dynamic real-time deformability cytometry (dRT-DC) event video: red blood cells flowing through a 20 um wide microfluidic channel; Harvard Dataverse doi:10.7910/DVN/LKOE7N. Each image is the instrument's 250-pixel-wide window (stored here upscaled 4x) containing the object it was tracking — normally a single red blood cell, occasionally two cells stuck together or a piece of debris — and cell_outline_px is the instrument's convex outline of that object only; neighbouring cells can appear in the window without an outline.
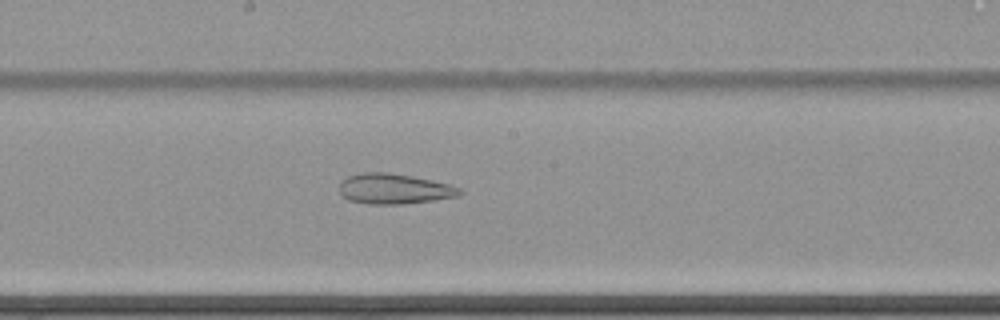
{"species": "common noctule bat (a hibernating species)", "species_latin": "Nyctalus noctula", "temperature_condition": "cold", "stored_images_in_passage": 63, "camera_frame_rate_fps": 3000, "um_per_image_px": 0.085, "animal": {"sex": "female", "body_mass_g": 22.7, "forearm_length_mm": 54.2}, "frame": {"image": 1, "passage_image": 37, "time_ms": 12.0, "image_size_px": [1000, 320], "cell_outline_px": [[464, 192], [456, 196], [436, 200], [404, 204], [368, 204], [348, 200], [340, 192], [340, 184], [348, 176], [364, 172], [388, 172], [412, 176], [432, 180], [448, 184], [460, 188]], "centroid_in_image_um": [33.52, 16.05], "position_along_channel_um": 214.7, "area_um2": 21.21}}
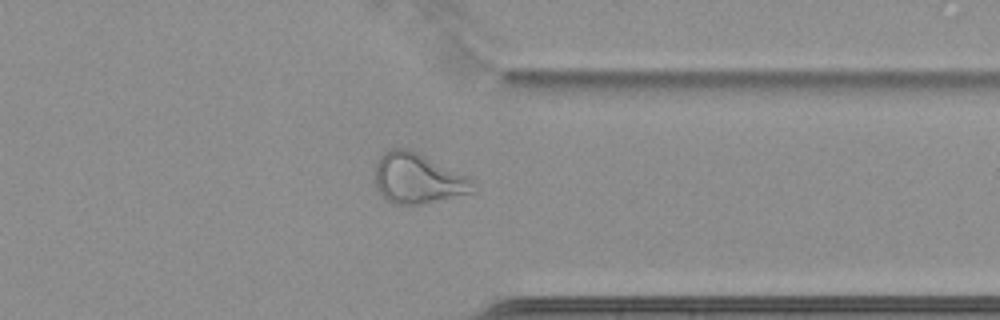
{"frame": {"image": 2, "passage_image": 51, "time_ms": 16.667, "image_size_px": [1000, 320], "cell_outline_px": [[476, 192], [424, 204], [392, 204], [384, 200], [376, 188], [376, 160], [388, 148], [408, 148], [468, 176], [472, 180]], "centroid_in_image_um": [35.5, 15.18], "position_along_channel_um": 375.9, "area_um2": 28.96}}
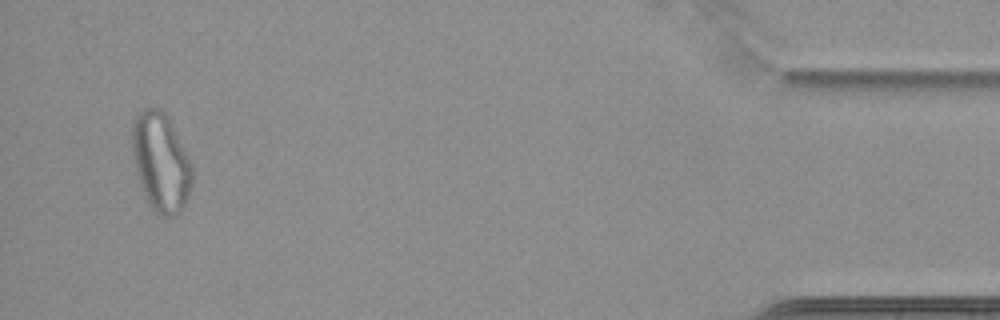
{"frame": {"image": 3, "passage_image": 61, "time_ms": 20.0, "image_size_px": [1000, 320], "cell_outline_px": [[192, 180], [188, 200], [180, 212], [172, 216], [156, 216], [148, 204], [144, 196], [136, 172], [132, 152], [132, 124], [136, 116], [144, 108], [164, 108], [168, 116], [192, 168]], "centroid_in_image_um": [13.65, 13.82], "position_along_channel_um": 421.5, "area_um2": 34.56}}